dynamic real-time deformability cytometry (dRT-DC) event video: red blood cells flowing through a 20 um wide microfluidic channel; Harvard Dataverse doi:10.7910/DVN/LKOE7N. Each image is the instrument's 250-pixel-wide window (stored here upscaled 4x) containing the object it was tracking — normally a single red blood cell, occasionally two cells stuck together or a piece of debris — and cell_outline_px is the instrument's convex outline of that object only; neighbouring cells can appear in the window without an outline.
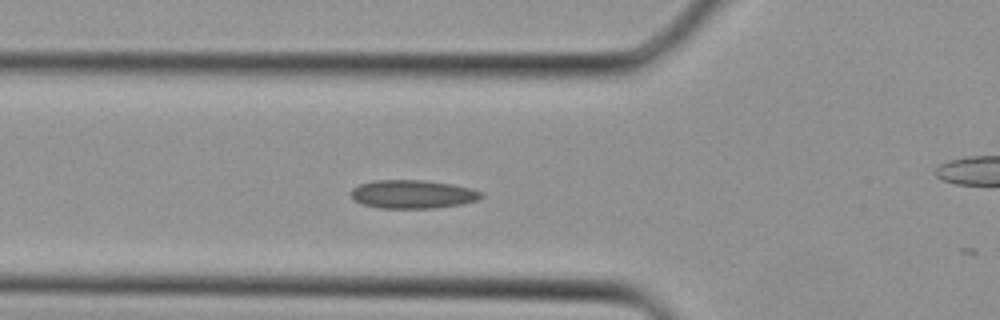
{"species": "Egyptian fruit bat (a non-hibernating species)", "species_latin": "Rousettus aegyptiacus", "temperature_condition": "cold", "stored_images_in_passage": 4, "camera_frame_rate_fps": 3000, "um_per_image_px": 0.085, "animal": {"sex": "female"}, "frame": {"image": 1, "passage_image": 3, "time_ms": 0.667, "image_size_px": [1000, 320], "cell_outline_px": [[484, 196], [476, 200], [460, 204], [436, 208], [380, 208], [360, 204], [348, 192], [352, 188], [360, 184], [376, 180], [424, 180], [452, 184], [472, 188], [484, 192]], "centroid_in_image_um": [35.08, 16.5], "position_along_channel_um": 90.7, "area_um2": 21.73}}